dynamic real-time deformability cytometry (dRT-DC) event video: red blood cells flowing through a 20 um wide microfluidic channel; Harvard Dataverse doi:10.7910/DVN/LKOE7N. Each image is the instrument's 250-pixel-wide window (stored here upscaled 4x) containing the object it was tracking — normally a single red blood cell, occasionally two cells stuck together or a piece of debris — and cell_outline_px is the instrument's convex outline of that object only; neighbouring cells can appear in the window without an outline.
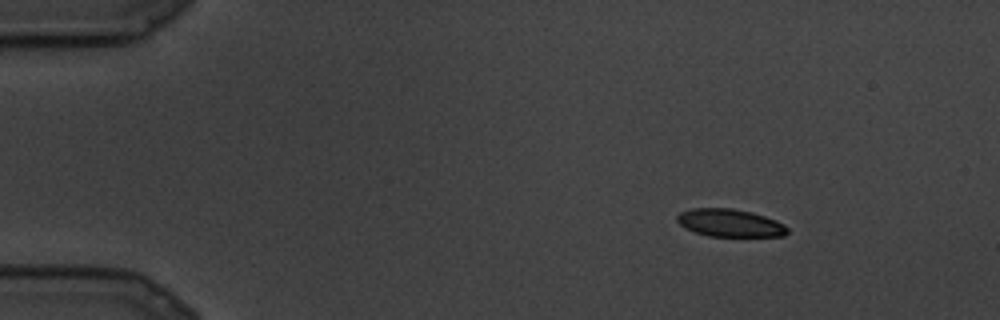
{"species": "common noctule bat (a hibernating species)", "species_latin": "Nyctalus noctula", "temperature_condition": "cold", "stored_images_in_passage": 20, "camera_frame_rate_fps": 3000, "um_per_image_px": 0.085, "animal": {"sex": "male", "body_mass_g": 19.5, "forearm_length_mm": 54.6}, "frame": {"image": 1, "passage_image": 4, "time_ms": 1.0, "image_size_px": [1000, 320], "cell_outline_px": [[788, 232], [784, 236], [708, 236], [684, 228], [676, 220], [676, 216], [680, 212], [692, 208], [732, 208], [752, 212], [776, 220], [784, 224], [788, 228]], "centroid_in_image_um": [62.03, 18.94], "position_along_channel_um": 23.0, "area_um2": 17.86}}
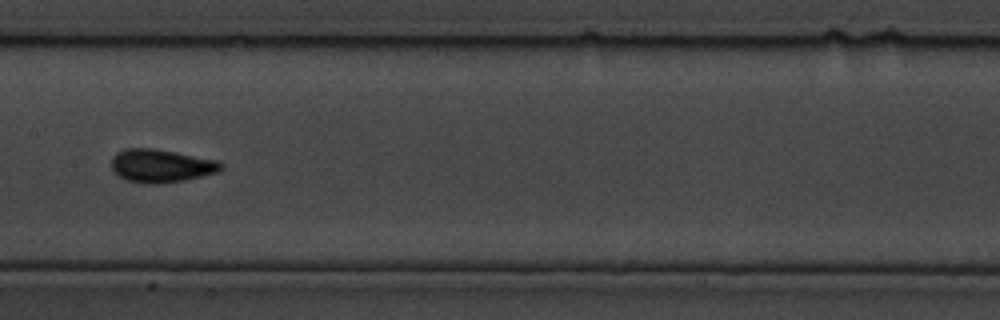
{"frame": {"image": 2, "passage_image": 14, "time_ms": 4.333, "image_size_px": [1000, 320], "cell_outline_px": [[224, 168], [216, 172], [184, 180], [156, 184], [152, 184], [128, 180], [112, 172], [112, 156], [116, 152], [124, 148], [152, 148], [176, 152], [216, 160], [224, 164]], "centroid_in_image_um": [13.67, 14.08], "position_along_channel_um": 193.7, "area_um2": 21.04}}
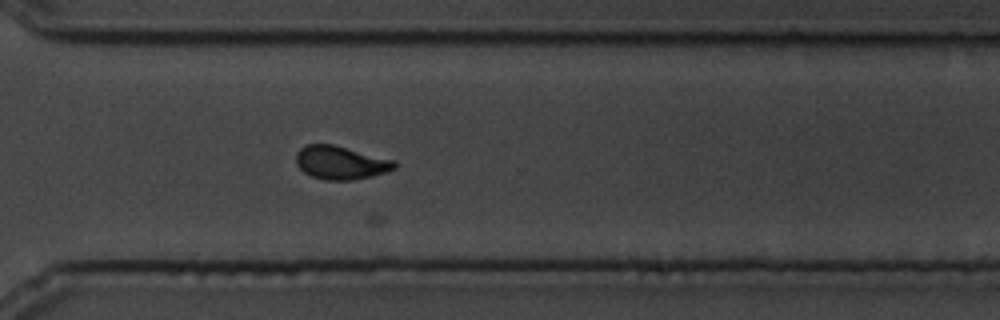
{"frame": {"image": 3, "passage_image": 20, "time_ms": 6.333, "image_size_px": [1000, 320], "cell_outline_px": [[396, 168], [372, 176], [352, 180], [324, 180], [312, 176], [304, 172], [296, 164], [296, 152], [300, 148], [308, 144], [332, 144], [396, 160]], "centroid_in_image_um": [28.95, 13.82], "position_along_channel_um": 341.6, "area_um2": 19.13}}